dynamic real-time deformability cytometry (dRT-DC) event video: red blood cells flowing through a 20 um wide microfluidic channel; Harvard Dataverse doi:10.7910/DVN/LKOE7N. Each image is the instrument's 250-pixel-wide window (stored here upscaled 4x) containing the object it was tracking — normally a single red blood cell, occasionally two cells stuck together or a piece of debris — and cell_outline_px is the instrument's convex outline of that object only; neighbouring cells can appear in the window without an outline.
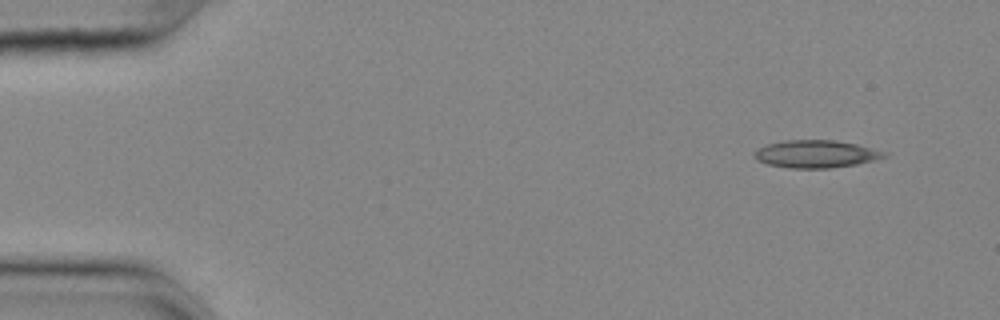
{"species": "common noctule bat (a hibernating species)", "species_latin": "Nyctalus noctula", "temperature_condition": "cold", "stored_images_in_passage": 52, "camera_frame_rate_fps": 3000, "um_per_image_px": 0.085, "animal": {"sex": "female", "body_mass_g": 25.1}, "frame": {"image": 1, "passage_image": 1, "time_ms": 0.0, "image_size_px": [1000, 320], "cell_outline_px": [[888, 156], [876, 160], [856, 164], [828, 168], [788, 168], [768, 164], [756, 160], [752, 152], [768, 144], [784, 140], [836, 140], [856, 144], [888, 152]], "centroid_in_image_um": [69.37, 13.09], "position_along_channel_um": 15.6, "area_um2": 20.92}}
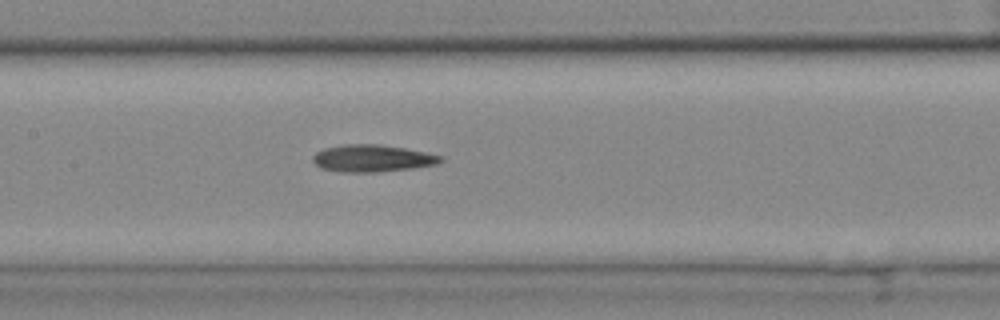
{"frame": {"image": 2, "passage_image": 23, "time_ms": 7.333, "image_size_px": [1000, 320], "cell_outline_px": [[444, 160], [436, 164], [412, 168], [380, 172], [340, 172], [320, 168], [312, 160], [312, 156], [316, 152], [324, 148], [344, 144], [380, 144], [404, 148], [444, 156]], "centroid_in_image_um": [31.63, 13.46], "position_along_channel_um": 175.8, "area_um2": 20.29}}
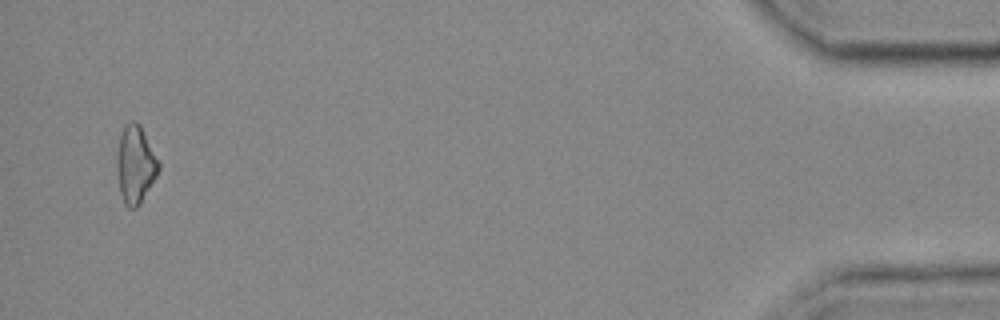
{"frame": {"image": 3, "passage_image": 50, "time_ms": 16.333, "image_size_px": [1000, 320], "cell_outline_px": [[160, 168], [156, 176], [140, 204], [136, 208], [128, 208], [124, 204], [120, 192], [116, 164], [116, 160], [120, 136], [124, 124], [132, 120], [136, 120], [140, 124], [160, 164]], "centroid_in_image_um": [11.5, 13.97], "position_along_channel_um": 423.7, "area_um2": 18.84}}